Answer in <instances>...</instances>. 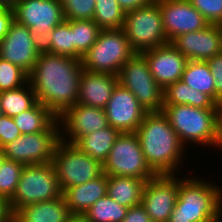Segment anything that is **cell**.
<instances>
[{
  "mask_svg": "<svg viewBox=\"0 0 222 222\" xmlns=\"http://www.w3.org/2000/svg\"><path fill=\"white\" fill-rule=\"evenodd\" d=\"M83 70L79 59L41 50L29 83L37 101L58 118L77 103Z\"/></svg>",
  "mask_w": 222,
  "mask_h": 222,
  "instance_id": "obj_1",
  "label": "cell"
},
{
  "mask_svg": "<svg viewBox=\"0 0 222 222\" xmlns=\"http://www.w3.org/2000/svg\"><path fill=\"white\" fill-rule=\"evenodd\" d=\"M135 133L148 165L157 175H177L183 170L182 161L188 156L184 149L188 147L181 143L162 111L148 112Z\"/></svg>",
  "mask_w": 222,
  "mask_h": 222,
  "instance_id": "obj_2",
  "label": "cell"
},
{
  "mask_svg": "<svg viewBox=\"0 0 222 222\" xmlns=\"http://www.w3.org/2000/svg\"><path fill=\"white\" fill-rule=\"evenodd\" d=\"M198 178H179L178 196L168 222L222 221V185Z\"/></svg>",
  "mask_w": 222,
  "mask_h": 222,
  "instance_id": "obj_3",
  "label": "cell"
},
{
  "mask_svg": "<svg viewBox=\"0 0 222 222\" xmlns=\"http://www.w3.org/2000/svg\"><path fill=\"white\" fill-rule=\"evenodd\" d=\"M162 113L184 146L193 143L204 148H220L222 152V109L163 105Z\"/></svg>",
  "mask_w": 222,
  "mask_h": 222,
  "instance_id": "obj_4",
  "label": "cell"
},
{
  "mask_svg": "<svg viewBox=\"0 0 222 222\" xmlns=\"http://www.w3.org/2000/svg\"><path fill=\"white\" fill-rule=\"evenodd\" d=\"M62 196L53 162L25 165L13 197L8 201L13 215L25 205L49 201Z\"/></svg>",
  "mask_w": 222,
  "mask_h": 222,
  "instance_id": "obj_5",
  "label": "cell"
},
{
  "mask_svg": "<svg viewBox=\"0 0 222 222\" xmlns=\"http://www.w3.org/2000/svg\"><path fill=\"white\" fill-rule=\"evenodd\" d=\"M135 53L122 28L101 30L81 62L85 70L118 75L121 66Z\"/></svg>",
  "mask_w": 222,
  "mask_h": 222,
  "instance_id": "obj_6",
  "label": "cell"
},
{
  "mask_svg": "<svg viewBox=\"0 0 222 222\" xmlns=\"http://www.w3.org/2000/svg\"><path fill=\"white\" fill-rule=\"evenodd\" d=\"M136 53L169 43L163 27L159 2L156 0L146 6L125 13L122 28Z\"/></svg>",
  "mask_w": 222,
  "mask_h": 222,
  "instance_id": "obj_7",
  "label": "cell"
},
{
  "mask_svg": "<svg viewBox=\"0 0 222 222\" xmlns=\"http://www.w3.org/2000/svg\"><path fill=\"white\" fill-rule=\"evenodd\" d=\"M52 162L62 192L69 187L87 183L103 173V164L76 145L63 140L58 142Z\"/></svg>",
  "mask_w": 222,
  "mask_h": 222,
  "instance_id": "obj_8",
  "label": "cell"
},
{
  "mask_svg": "<svg viewBox=\"0 0 222 222\" xmlns=\"http://www.w3.org/2000/svg\"><path fill=\"white\" fill-rule=\"evenodd\" d=\"M103 172L107 176H127L146 181L157 175L148 165L135 132L120 133L103 163Z\"/></svg>",
  "mask_w": 222,
  "mask_h": 222,
  "instance_id": "obj_9",
  "label": "cell"
},
{
  "mask_svg": "<svg viewBox=\"0 0 222 222\" xmlns=\"http://www.w3.org/2000/svg\"><path fill=\"white\" fill-rule=\"evenodd\" d=\"M118 83L130 90L146 111H162L164 89L154 79L141 53H135L121 66Z\"/></svg>",
  "mask_w": 222,
  "mask_h": 222,
  "instance_id": "obj_10",
  "label": "cell"
},
{
  "mask_svg": "<svg viewBox=\"0 0 222 222\" xmlns=\"http://www.w3.org/2000/svg\"><path fill=\"white\" fill-rule=\"evenodd\" d=\"M59 141L60 125L57 119L46 131L21 135L2 149L5 159L24 165L45 164L53 161Z\"/></svg>",
  "mask_w": 222,
  "mask_h": 222,
  "instance_id": "obj_11",
  "label": "cell"
},
{
  "mask_svg": "<svg viewBox=\"0 0 222 222\" xmlns=\"http://www.w3.org/2000/svg\"><path fill=\"white\" fill-rule=\"evenodd\" d=\"M13 11L14 20L28 27L41 44L65 20L59 0H19Z\"/></svg>",
  "mask_w": 222,
  "mask_h": 222,
  "instance_id": "obj_12",
  "label": "cell"
},
{
  "mask_svg": "<svg viewBox=\"0 0 222 222\" xmlns=\"http://www.w3.org/2000/svg\"><path fill=\"white\" fill-rule=\"evenodd\" d=\"M42 50V44L32 31L15 20L0 40V58L21 67L28 74L33 70Z\"/></svg>",
  "mask_w": 222,
  "mask_h": 222,
  "instance_id": "obj_13",
  "label": "cell"
},
{
  "mask_svg": "<svg viewBox=\"0 0 222 222\" xmlns=\"http://www.w3.org/2000/svg\"><path fill=\"white\" fill-rule=\"evenodd\" d=\"M179 190L176 174L156 175L145 183L141 204L152 222H168Z\"/></svg>",
  "mask_w": 222,
  "mask_h": 222,
  "instance_id": "obj_14",
  "label": "cell"
},
{
  "mask_svg": "<svg viewBox=\"0 0 222 222\" xmlns=\"http://www.w3.org/2000/svg\"><path fill=\"white\" fill-rule=\"evenodd\" d=\"M60 140L74 144L80 137L109 126L105 109L76 103L57 118Z\"/></svg>",
  "mask_w": 222,
  "mask_h": 222,
  "instance_id": "obj_15",
  "label": "cell"
},
{
  "mask_svg": "<svg viewBox=\"0 0 222 222\" xmlns=\"http://www.w3.org/2000/svg\"><path fill=\"white\" fill-rule=\"evenodd\" d=\"M166 37L171 43L184 33L200 31L210 23L189 0H157Z\"/></svg>",
  "mask_w": 222,
  "mask_h": 222,
  "instance_id": "obj_16",
  "label": "cell"
},
{
  "mask_svg": "<svg viewBox=\"0 0 222 222\" xmlns=\"http://www.w3.org/2000/svg\"><path fill=\"white\" fill-rule=\"evenodd\" d=\"M105 113L112 128L126 133L136 132L148 111L139 104L130 90L117 83L106 105Z\"/></svg>",
  "mask_w": 222,
  "mask_h": 222,
  "instance_id": "obj_17",
  "label": "cell"
},
{
  "mask_svg": "<svg viewBox=\"0 0 222 222\" xmlns=\"http://www.w3.org/2000/svg\"><path fill=\"white\" fill-rule=\"evenodd\" d=\"M171 43L188 61H208L222 53V25L210 24L200 31L184 33Z\"/></svg>",
  "mask_w": 222,
  "mask_h": 222,
  "instance_id": "obj_18",
  "label": "cell"
},
{
  "mask_svg": "<svg viewBox=\"0 0 222 222\" xmlns=\"http://www.w3.org/2000/svg\"><path fill=\"white\" fill-rule=\"evenodd\" d=\"M141 54L145 57L154 79L163 89L181 80L188 60L172 43L147 49Z\"/></svg>",
  "mask_w": 222,
  "mask_h": 222,
  "instance_id": "obj_19",
  "label": "cell"
},
{
  "mask_svg": "<svg viewBox=\"0 0 222 222\" xmlns=\"http://www.w3.org/2000/svg\"><path fill=\"white\" fill-rule=\"evenodd\" d=\"M118 83V75L83 70L77 103L105 109L113 89Z\"/></svg>",
  "mask_w": 222,
  "mask_h": 222,
  "instance_id": "obj_20",
  "label": "cell"
},
{
  "mask_svg": "<svg viewBox=\"0 0 222 222\" xmlns=\"http://www.w3.org/2000/svg\"><path fill=\"white\" fill-rule=\"evenodd\" d=\"M106 194L107 175L104 172L87 183L69 187L62 192L72 216H83L96 201Z\"/></svg>",
  "mask_w": 222,
  "mask_h": 222,
  "instance_id": "obj_21",
  "label": "cell"
},
{
  "mask_svg": "<svg viewBox=\"0 0 222 222\" xmlns=\"http://www.w3.org/2000/svg\"><path fill=\"white\" fill-rule=\"evenodd\" d=\"M72 217L62 195L59 198L25 205L12 215V222H68Z\"/></svg>",
  "mask_w": 222,
  "mask_h": 222,
  "instance_id": "obj_22",
  "label": "cell"
},
{
  "mask_svg": "<svg viewBox=\"0 0 222 222\" xmlns=\"http://www.w3.org/2000/svg\"><path fill=\"white\" fill-rule=\"evenodd\" d=\"M146 182L134 177L107 176V195L118 204L130 208L141 204Z\"/></svg>",
  "mask_w": 222,
  "mask_h": 222,
  "instance_id": "obj_23",
  "label": "cell"
},
{
  "mask_svg": "<svg viewBox=\"0 0 222 222\" xmlns=\"http://www.w3.org/2000/svg\"><path fill=\"white\" fill-rule=\"evenodd\" d=\"M190 105L201 109H222L208 95L189 87L182 80L164 89L163 105Z\"/></svg>",
  "mask_w": 222,
  "mask_h": 222,
  "instance_id": "obj_24",
  "label": "cell"
},
{
  "mask_svg": "<svg viewBox=\"0 0 222 222\" xmlns=\"http://www.w3.org/2000/svg\"><path fill=\"white\" fill-rule=\"evenodd\" d=\"M120 133L118 129L109 125L104 129L93 131L86 136L80 137L74 145L103 164Z\"/></svg>",
  "mask_w": 222,
  "mask_h": 222,
  "instance_id": "obj_25",
  "label": "cell"
},
{
  "mask_svg": "<svg viewBox=\"0 0 222 222\" xmlns=\"http://www.w3.org/2000/svg\"><path fill=\"white\" fill-rule=\"evenodd\" d=\"M42 50L48 53L65 55L82 60V55L73 45V20H64L49 33L42 44Z\"/></svg>",
  "mask_w": 222,
  "mask_h": 222,
  "instance_id": "obj_26",
  "label": "cell"
},
{
  "mask_svg": "<svg viewBox=\"0 0 222 222\" xmlns=\"http://www.w3.org/2000/svg\"><path fill=\"white\" fill-rule=\"evenodd\" d=\"M12 118L22 135L46 131L57 120L40 102Z\"/></svg>",
  "mask_w": 222,
  "mask_h": 222,
  "instance_id": "obj_27",
  "label": "cell"
},
{
  "mask_svg": "<svg viewBox=\"0 0 222 222\" xmlns=\"http://www.w3.org/2000/svg\"><path fill=\"white\" fill-rule=\"evenodd\" d=\"M181 80L215 102L214 77L207 61H187Z\"/></svg>",
  "mask_w": 222,
  "mask_h": 222,
  "instance_id": "obj_28",
  "label": "cell"
},
{
  "mask_svg": "<svg viewBox=\"0 0 222 222\" xmlns=\"http://www.w3.org/2000/svg\"><path fill=\"white\" fill-rule=\"evenodd\" d=\"M37 102L36 94L29 82L18 89L0 92L3 115L9 117L32 108Z\"/></svg>",
  "mask_w": 222,
  "mask_h": 222,
  "instance_id": "obj_29",
  "label": "cell"
},
{
  "mask_svg": "<svg viewBox=\"0 0 222 222\" xmlns=\"http://www.w3.org/2000/svg\"><path fill=\"white\" fill-rule=\"evenodd\" d=\"M127 211V207L118 204L106 194L96 201L82 217L87 222H122Z\"/></svg>",
  "mask_w": 222,
  "mask_h": 222,
  "instance_id": "obj_30",
  "label": "cell"
},
{
  "mask_svg": "<svg viewBox=\"0 0 222 222\" xmlns=\"http://www.w3.org/2000/svg\"><path fill=\"white\" fill-rule=\"evenodd\" d=\"M125 12L117 0H95L93 21L102 29H121L124 25Z\"/></svg>",
  "mask_w": 222,
  "mask_h": 222,
  "instance_id": "obj_31",
  "label": "cell"
},
{
  "mask_svg": "<svg viewBox=\"0 0 222 222\" xmlns=\"http://www.w3.org/2000/svg\"><path fill=\"white\" fill-rule=\"evenodd\" d=\"M102 29L93 20H73V45L83 56L96 42Z\"/></svg>",
  "mask_w": 222,
  "mask_h": 222,
  "instance_id": "obj_32",
  "label": "cell"
},
{
  "mask_svg": "<svg viewBox=\"0 0 222 222\" xmlns=\"http://www.w3.org/2000/svg\"><path fill=\"white\" fill-rule=\"evenodd\" d=\"M24 164L4 159L0 166V197L7 202L13 197L20 180Z\"/></svg>",
  "mask_w": 222,
  "mask_h": 222,
  "instance_id": "obj_33",
  "label": "cell"
},
{
  "mask_svg": "<svg viewBox=\"0 0 222 222\" xmlns=\"http://www.w3.org/2000/svg\"><path fill=\"white\" fill-rule=\"evenodd\" d=\"M29 82V75L21 67L0 58V92L18 89Z\"/></svg>",
  "mask_w": 222,
  "mask_h": 222,
  "instance_id": "obj_34",
  "label": "cell"
},
{
  "mask_svg": "<svg viewBox=\"0 0 222 222\" xmlns=\"http://www.w3.org/2000/svg\"><path fill=\"white\" fill-rule=\"evenodd\" d=\"M65 20H93L95 0H59Z\"/></svg>",
  "mask_w": 222,
  "mask_h": 222,
  "instance_id": "obj_35",
  "label": "cell"
},
{
  "mask_svg": "<svg viewBox=\"0 0 222 222\" xmlns=\"http://www.w3.org/2000/svg\"><path fill=\"white\" fill-rule=\"evenodd\" d=\"M210 24L222 25V0H189Z\"/></svg>",
  "mask_w": 222,
  "mask_h": 222,
  "instance_id": "obj_36",
  "label": "cell"
},
{
  "mask_svg": "<svg viewBox=\"0 0 222 222\" xmlns=\"http://www.w3.org/2000/svg\"><path fill=\"white\" fill-rule=\"evenodd\" d=\"M215 86V103L222 107V53L214 55L208 61Z\"/></svg>",
  "mask_w": 222,
  "mask_h": 222,
  "instance_id": "obj_37",
  "label": "cell"
},
{
  "mask_svg": "<svg viewBox=\"0 0 222 222\" xmlns=\"http://www.w3.org/2000/svg\"><path fill=\"white\" fill-rule=\"evenodd\" d=\"M21 135L22 134L15 125L12 117L6 115L0 117V148H3L6 144L13 142Z\"/></svg>",
  "mask_w": 222,
  "mask_h": 222,
  "instance_id": "obj_38",
  "label": "cell"
},
{
  "mask_svg": "<svg viewBox=\"0 0 222 222\" xmlns=\"http://www.w3.org/2000/svg\"><path fill=\"white\" fill-rule=\"evenodd\" d=\"M122 222H152L142 204L128 208Z\"/></svg>",
  "mask_w": 222,
  "mask_h": 222,
  "instance_id": "obj_39",
  "label": "cell"
},
{
  "mask_svg": "<svg viewBox=\"0 0 222 222\" xmlns=\"http://www.w3.org/2000/svg\"><path fill=\"white\" fill-rule=\"evenodd\" d=\"M14 21V11L11 8H0V40L7 34L9 26Z\"/></svg>",
  "mask_w": 222,
  "mask_h": 222,
  "instance_id": "obj_40",
  "label": "cell"
},
{
  "mask_svg": "<svg viewBox=\"0 0 222 222\" xmlns=\"http://www.w3.org/2000/svg\"><path fill=\"white\" fill-rule=\"evenodd\" d=\"M156 0H117L120 8L126 13L137 8L146 6Z\"/></svg>",
  "mask_w": 222,
  "mask_h": 222,
  "instance_id": "obj_41",
  "label": "cell"
},
{
  "mask_svg": "<svg viewBox=\"0 0 222 222\" xmlns=\"http://www.w3.org/2000/svg\"><path fill=\"white\" fill-rule=\"evenodd\" d=\"M0 222H12V214L9 211L8 202L0 197Z\"/></svg>",
  "mask_w": 222,
  "mask_h": 222,
  "instance_id": "obj_42",
  "label": "cell"
},
{
  "mask_svg": "<svg viewBox=\"0 0 222 222\" xmlns=\"http://www.w3.org/2000/svg\"><path fill=\"white\" fill-rule=\"evenodd\" d=\"M19 0H0V8H11L13 9Z\"/></svg>",
  "mask_w": 222,
  "mask_h": 222,
  "instance_id": "obj_43",
  "label": "cell"
},
{
  "mask_svg": "<svg viewBox=\"0 0 222 222\" xmlns=\"http://www.w3.org/2000/svg\"><path fill=\"white\" fill-rule=\"evenodd\" d=\"M68 222H87L82 216H72Z\"/></svg>",
  "mask_w": 222,
  "mask_h": 222,
  "instance_id": "obj_44",
  "label": "cell"
},
{
  "mask_svg": "<svg viewBox=\"0 0 222 222\" xmlns=\"http://www.w3.org/2000/svg\"><path fill=\"white\" fill-rule=\"evenodd\" d=\"M4 159H5V157H4V154H3V149L0 148V166H1Z\"/></svg>",
  "mask_w": 222,
  "mask_h": 222,
  "instance_id": "obj_45",
  "label": "cell"
},
{
  "mask_svg": "<svg viewBox=\"0 0 222 222\" xmlns=\"http://www.w3.org/2000/svg\"><path fill=\"white\" fill-rule=\"evenodd\" d=\"M3 116V112H2V109H1V103H0V117Z\"/></svg>",
  "mask_w": 222,
  "mask_h": 222,
  "instance_id": "obj_46",
  "label": "cell"
}]
</instances>
